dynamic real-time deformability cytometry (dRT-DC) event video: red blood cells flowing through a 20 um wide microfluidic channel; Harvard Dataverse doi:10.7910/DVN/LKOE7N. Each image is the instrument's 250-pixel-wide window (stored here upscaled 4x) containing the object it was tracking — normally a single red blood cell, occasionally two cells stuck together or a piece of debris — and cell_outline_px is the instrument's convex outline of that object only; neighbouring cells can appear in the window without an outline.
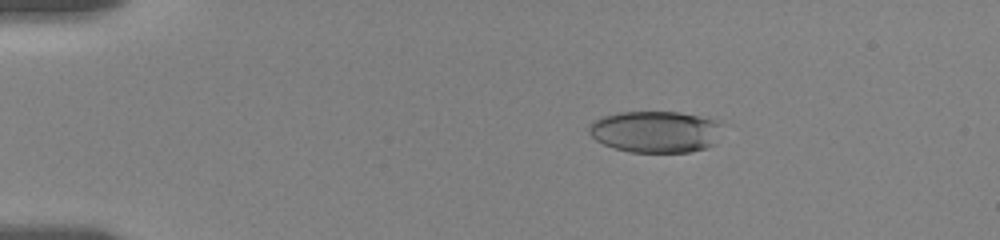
{"species": "human", "species_latin": "Homo sapiens", "temperature_condition": "room temperature", "stored_images_in_passage": 12, "camera_frame_rate_fps": 3000, "um_per_image_px": 0.085, "donor": {"sex": "female"}, "frame": {"image": 1, "passage_image": 6, "time_ms": 3.0, "image_size_px": [1000, 240], "cell_outline_px": [[724, 124], [716, 144], [708, 148], [688, 152], [632, 152], [616, 148], [604, 144], [596, 140], [588, 132], [588, 124], [592, 120], [600, 116], [616, 112], [680, 112], [700, 116], [716, 120]], "centroid_in_image_um": [55.74, 11.18], "position_along_channel_um": 29.3, "area_um2": 32.95}}
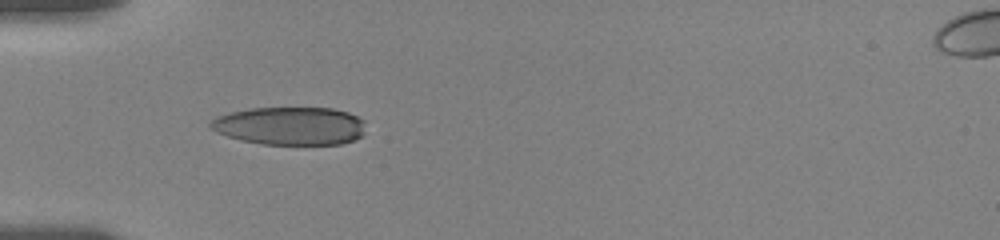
{"frame": {"image": 2, "passage_image": 10, "time_ms": 5.667, "image_size_px": [1000, 240], "cell_outline_px": [[364, 136], [340, 144], [260, 144], [240, 140], [216, 132], [208, 128], [208, 124], [216, 116], [248, 108], [332, 108], [348, 112], [364, 120]], "centroid_in_image_um": [24.64, 10.7], "position_along_channel_um": 60.4, "area_um2": 34.62}}